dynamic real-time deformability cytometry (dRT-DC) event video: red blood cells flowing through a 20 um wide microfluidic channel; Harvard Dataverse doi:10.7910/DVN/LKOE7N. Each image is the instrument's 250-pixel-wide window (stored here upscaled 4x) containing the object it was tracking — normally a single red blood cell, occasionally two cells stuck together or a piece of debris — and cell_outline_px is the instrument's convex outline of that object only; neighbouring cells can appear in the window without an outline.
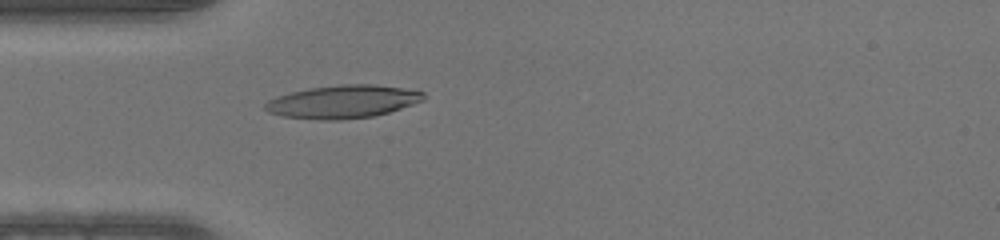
{"species": "human", "species_latin": "Homo sapiens", "temperature_condition": "warm", "stored_images_in_passage": 34, "camera_frame_rate_fps": 3000, "um_per_image_px": 0.085, "donor": {"sex": "male"}, "frame": {"image": 1, "passage_image": 2, "time_ms": 0.333, "image_size_px": [1000, 240], "cell_outline_px": [[428, 96], [424, 100], [388, 112], [372, 116], [340, 120], [320, 120], [280, 116], [268, 112], [264, 108], [264, 104], [268, 100], [276, 96], [308, 88], [340, 84], [376, 84], [424, 92]], "centroid_in_image_um": [29.11, 8.64], "position_along_channel_um": 55.9, "area_um2": 30.52}}
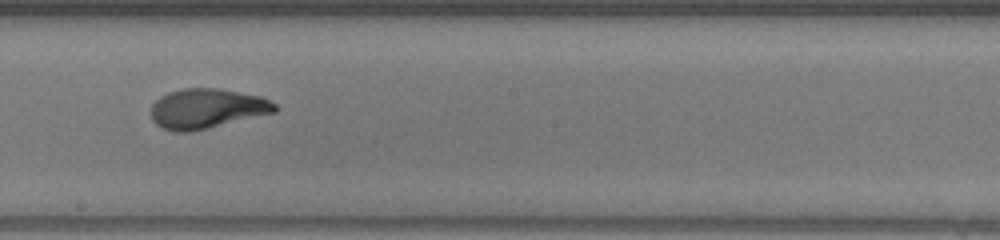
{"frame": {"image": 2, "passage_image": 15, "time_ms": 4.667, "image_size_px": [1000, 240], "cell_outline_px": [[276, 112], [192, 132], [176, 132], [160, 128], [152, 120], [152, 104], [160, 96], [168, 92], [184, 88], [220, 88], [260, 96], [276, 104]], "centroid_in_image_um": [17.56, 9.23], "position_along_channel_um": 230.6, "area_um2": 28.84}}
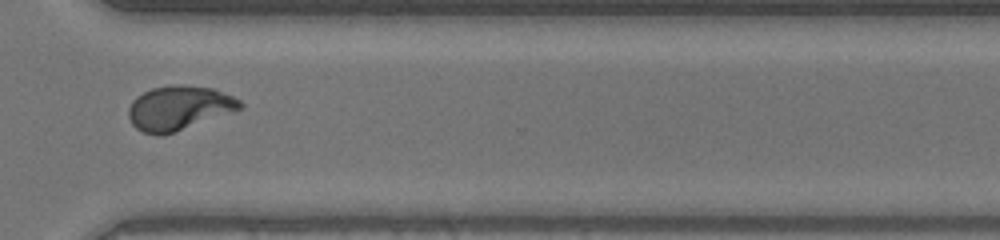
{"frame": {"image": 3, "passage_image": 24, "time_ms": 7.667, "image_size_px": [1000, 240], "cell_outline_px": [[244, 108], [160, 136], [156, 136], [144, 132], [136, 128], [132, 124], [128, 116], [128, 108], [132, 100], [136, 96], [152, 88], [172, 84], [184, 84], [212, 88], [232, 96], [240, 100], [244, 104]], "centroid_in_image_um": [15.19, 9.16], "position_along_channel_um": 355.4, "area_um2": 28.73}}